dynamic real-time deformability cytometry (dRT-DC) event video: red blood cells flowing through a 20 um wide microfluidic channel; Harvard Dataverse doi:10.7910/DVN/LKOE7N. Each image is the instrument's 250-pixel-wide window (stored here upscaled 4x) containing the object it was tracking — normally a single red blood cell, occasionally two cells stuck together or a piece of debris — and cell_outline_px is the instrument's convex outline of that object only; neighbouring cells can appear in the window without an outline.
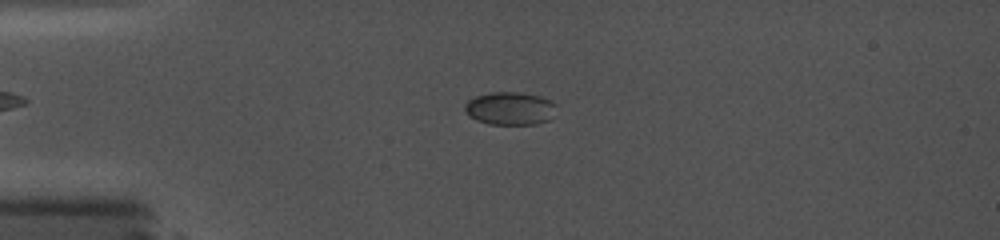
{"species": "common noctule bat (a hibernating species)", "species_latin": "Nyctalus noctula", "temperature_condition": "cold", "stored_images_in_passage": 46, "camera_frame_rate_fps": 5000, "um_per_image_px": 0.085, "animal": {"sex": "female", "body_mass_g": 19.0, "forearm_length_mm": 56.7}, "frame": {"image": 1, "passage_image": 10, "time_ms": 3.2, "image_size_px": [1000, 240], "cell_outline_px": [[556, 104], [548, 120], [536, 124], [488, 124], [476, 120], [464, 108], [464, 104], [468, 100], [476, 96], [492, 92], [520, 92], [540, 96]], "centroid_in_image_um": [43.32, 9.21], "position_along_channel_um": 41.7, "area_um2": 17.28}}
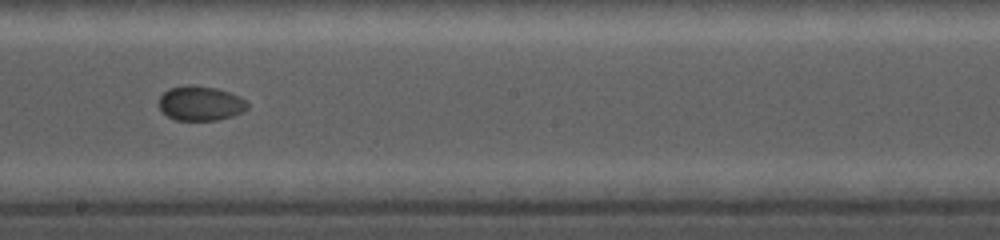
{"frame": {"image": 2, "passage_image": 27, "time_ms": 9.2, "image_size_px": [1000, 240], "cell_outline_px": [[248, 108], [244, 112], [232, 116], [216, 120], [176, 120], [160, 112], [156, 104], [160, 96], [168, 88], [188, 84], [192, 84], [216, 88], [240, 96], [248, 104]], "centroid_in_image_um": [16.99, 8.78], "position_along_channel_um": 231.2, "area_um2": 18.21}}
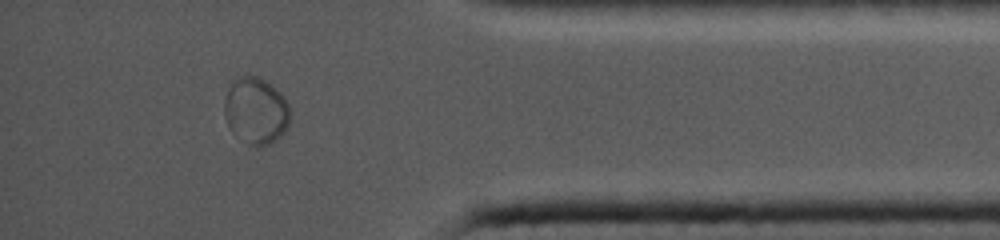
{"frame": {"image": 3, "passage_image": 42, "time_ms": 14.4, "image_size_px": [1000, 240], "cell_outline_px": [[288, 128], [276, 140], [268, 144], [256, 148], [248, 144], [232, 132], [228, 128], [224, 116], [224, 100], [228, 88], [232, 80], [236, 76], [256, 76], [264, 80], [276, 88], [284, 96], [288, 104]], "centroid_in_image_um": [21.71, 9.42], "position_along_channel_um": 413.5, "area_um2": 25.78}}